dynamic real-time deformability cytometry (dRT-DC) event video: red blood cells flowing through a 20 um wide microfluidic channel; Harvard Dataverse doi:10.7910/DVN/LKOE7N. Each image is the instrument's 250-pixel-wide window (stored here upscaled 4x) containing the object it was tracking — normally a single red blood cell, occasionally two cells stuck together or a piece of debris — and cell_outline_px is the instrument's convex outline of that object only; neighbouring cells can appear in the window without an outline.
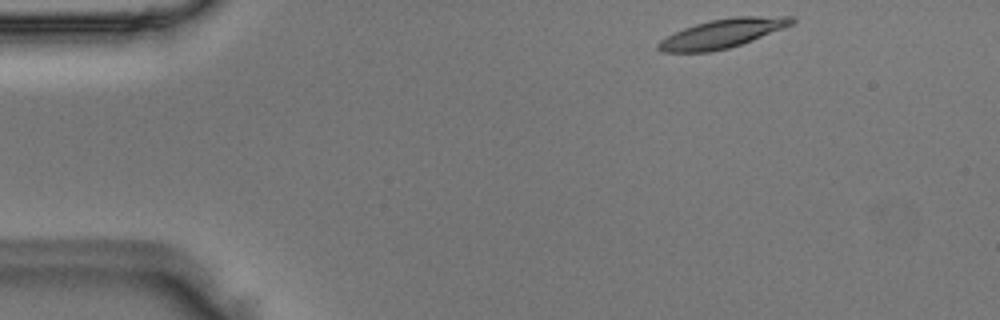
{"species": "Egyptian fruit bat (a non-hibernating species)", "species_latin": "Rousettus aegyptiacus", "temperature_condition": "room temperature", "stored_images_in_passage": 45, "camera_frame_rate_fps": 3000, "um_per_image_px": 0.085, "animal": {"sex": "male"}, "frame": {"image": 1, "passage_image": 1, "time_ms": 0.0, "image_size_px": [1000, 320], "cell_outline_px": [[796, 20], [792, 24], [752, 40], [728, 48], [712, 52], [660, 52], [656, 48], [656, 44], [660, 40], [684, 28], [696, 24], [712, 20], [736, 16], [792, 16]], "centroid_in_image_um": [61.37, 2.85], "position_along_channel_um": 23.6, "area_um2": 22.25}}
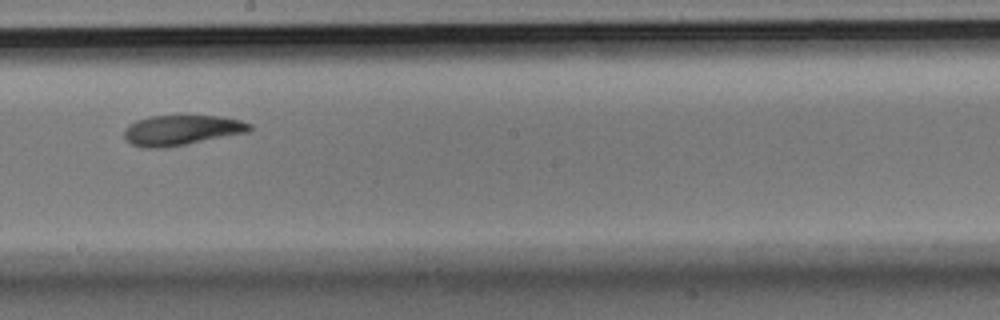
{"frame": {"image": 2, "passage_image": 23, "time_ms": 7.333, "image_size_px": [1000, 320], "cell_outline_px": [[252, 128], [248, 132], [164, 148], [140, 148], [132, 144], [124, 136], [124, 128], [128, 124], [136, 120], [152, 116], [220, 116], [240, 120], [252, 124]], "centroid_in_image_um": [15.4, 11.06], "position_along_channel_um": 232.8, "area_um2": 21.96}}
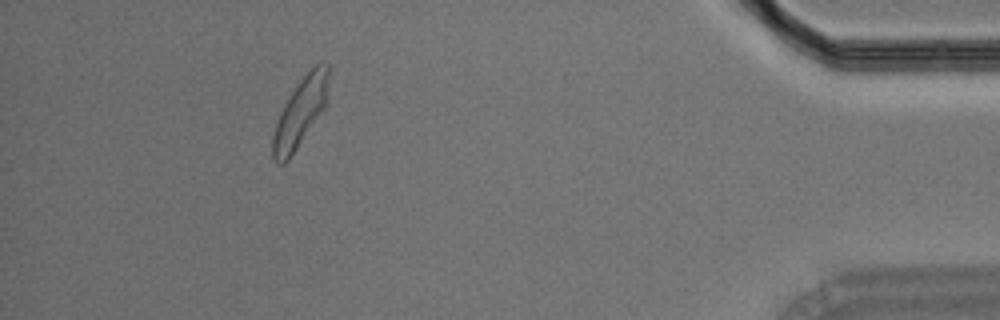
{"frame": {"image": 3, "passage_image": 41, "time_ms": 13.333, "image_size_px": [1000, 320], "cell_outline_px": [[328, 100], [324, 108], [288, 160], [284, 164], [276, 164], [272, 156], [272, 136], [280, 112], [284, 104], [300, 80], [320, 60], [328, 64]], "centroid_in_image_um": [25.53, 9.55], "position_along_channel_um": 409.7, "area_um2": 22.02}}